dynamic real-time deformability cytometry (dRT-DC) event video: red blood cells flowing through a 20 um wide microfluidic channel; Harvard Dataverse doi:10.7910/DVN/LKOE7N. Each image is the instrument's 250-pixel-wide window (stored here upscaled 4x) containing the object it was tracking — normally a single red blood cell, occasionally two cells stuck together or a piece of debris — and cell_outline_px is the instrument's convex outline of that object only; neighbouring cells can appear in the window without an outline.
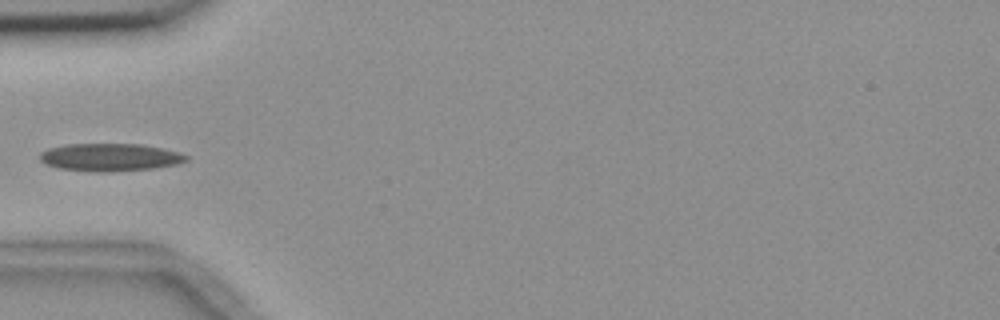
{"species": "common noctule bat (a hibernating species)", "species_latin": "Nyctalus noctula", "temperature_condition": "room temperature", "stored_images_in_passage": 5, "camera_frame_rate_fps": 3000, "um_per_image_px": 0.085, "animal": {"sex": "female", "body_mass_g": 18.4}, "frame": {"image": 1, "passage_image": 5, "time_ms": 4.667, "image_size_px": [1000, 320], "cell_outline_px": [[188, 160], [176, 164], [152, 168], [108, 172], [92, 172], [60, 168], [48, 164], [40, 160], [40, 152], [48, 148], [68, 144], [140, 144], [180, 152], [188, 156]], "centroid_in_image_um": [9.34, 13.36], "position_along_channel_um": 75.7, "area_um2": 23.47}}